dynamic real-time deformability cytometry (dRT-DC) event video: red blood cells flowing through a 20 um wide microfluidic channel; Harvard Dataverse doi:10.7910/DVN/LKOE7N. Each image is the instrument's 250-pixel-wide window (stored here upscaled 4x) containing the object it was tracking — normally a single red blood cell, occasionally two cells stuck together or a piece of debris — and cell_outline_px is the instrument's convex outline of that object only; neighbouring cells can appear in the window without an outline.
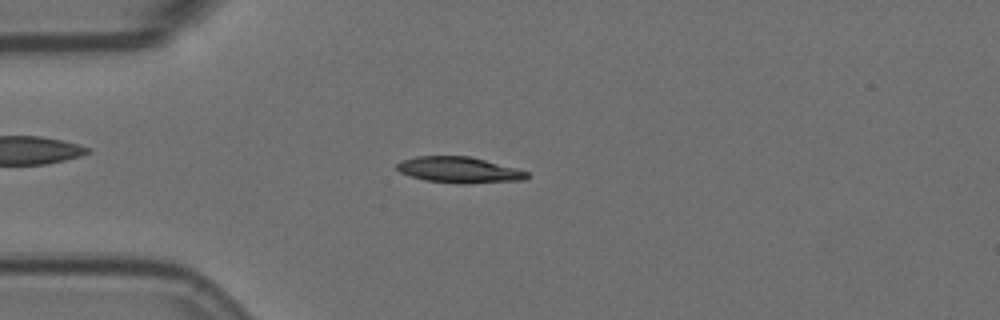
{"species": "Egyptian fruit bat (a non-hibernating species)", "species_latin": "Rousettus aegyptiacus", "temperature_condition": "room temperature", "stored_images_in_passage": 36, "camera_frame_rate_fps": 3000, "um_per_image_px": 0.085, "animal": {"sex": "female"}, "frame": {"image": 1, "passage_image": 2, "time_ms": 0.333, "image_size_px": [1000, 320], "cell_outline_px": [[528, 176], [524, 180], [464, 184], [456, 184], [424, 180], [400, 172], [396, 168], [396, 164], [400, 160], [416, 156], [468, 156], [516, 168], [528, 172]], "centroid_in_image_um": [38.99, 14.45], "position_along_channel_um": 46.0, "area_um2": 19.71}}
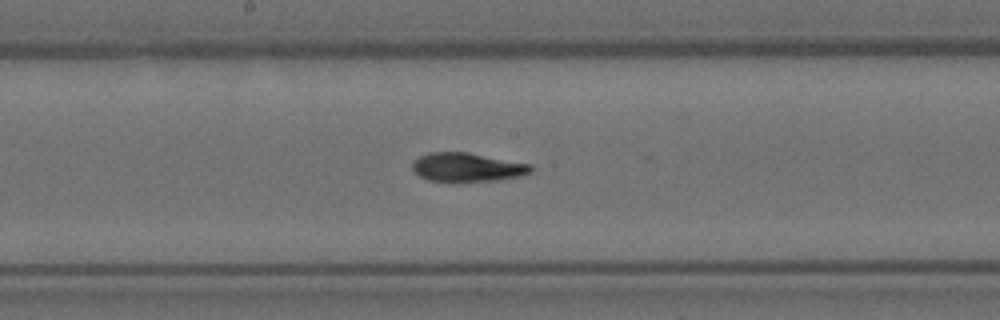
{"frame": {"image": 2, "passage_image": 17, "time_ms": 5.333, "image_size_px": [1000, 320], "cell_outline_px": [[532, 172], [520, 176], [500, 180], [456, 184], [428, 180], [420, 176], [412, 168], [412, 164], [420, 156], [432, 152], [468, 152], [532, 164]], "centroid_in_image_um": [39.74, 14.26], "position_along_channel_um": 208.5, "area_um2": 20.52}}
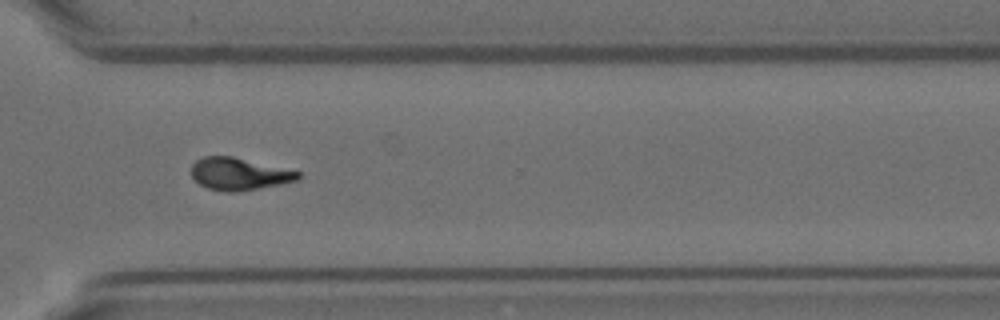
{"frame": {"image": 3, "passage_image": 29, "time_ms": 9.333, "image_size_px": [1000, 320], "cell_outline_px": [[300, 176], [296, 180], [280, 184], [236, 192], [228, 192], [208, 188], [200, 184], [192, 176], [192, 164], [196, 160], [204, 156], [232, 156], [300, 172]], "centroid_in_image_um": [20.29, 14.78], "position_along_channel_um": 350.3, "area_um2": 19.71}, "authors_computed_cell_mechanics": {"area_um2": 19.8832, "velocity_mm_per_s": 3.5404, "shape_relaxation_time_tau1_ms": 5.9777, "shape_relaxation_time_tau2_ms": 3.4932, "deformation_change_tau1": 0.198, "deformation_change_tau2": 0.098}}